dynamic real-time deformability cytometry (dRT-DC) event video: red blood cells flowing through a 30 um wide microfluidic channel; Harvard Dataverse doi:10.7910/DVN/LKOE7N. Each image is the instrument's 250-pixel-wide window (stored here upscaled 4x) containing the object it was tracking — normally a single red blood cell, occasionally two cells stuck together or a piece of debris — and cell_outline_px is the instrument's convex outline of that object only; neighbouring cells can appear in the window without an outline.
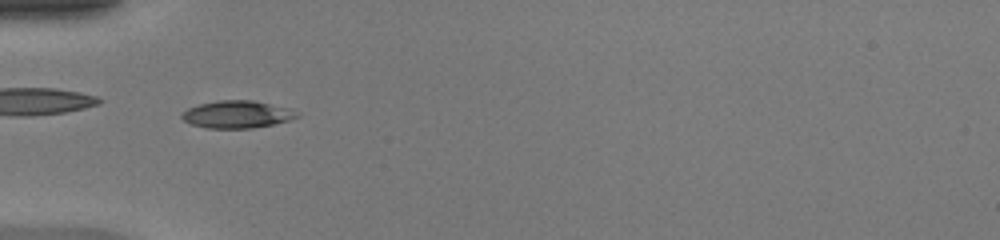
{"species": "common noctule bat (a hibernating species)", "species_latin": "Nyctalus noctula", "temperature_condition": "warm", "stored_images_in_passage": 41, "camera_frame_rate_fps": 3000, "um_per_image_px": 0.085, "animal": {"sex": "female", "body_mass_g": 20.0, "forearm_length_mm": 54.0}, "frame": {"image": 1, "passage_image": 9, "time_ms": 2.667, "image_size_px": [1000, 240], "cell_outline_px": [[300, 116], [292, 120], [252, 128], [208, 128], [192, 124], [184, 120], [180, 116], [180, 112], [188, 108], [200, 104], [220, 100], [252, 100], [288, 108], [300, 112]], "centroid_in_image_um": [20.17, 9.72], "position_along_channel_um": 64.8, "area_um2": 18.38}}
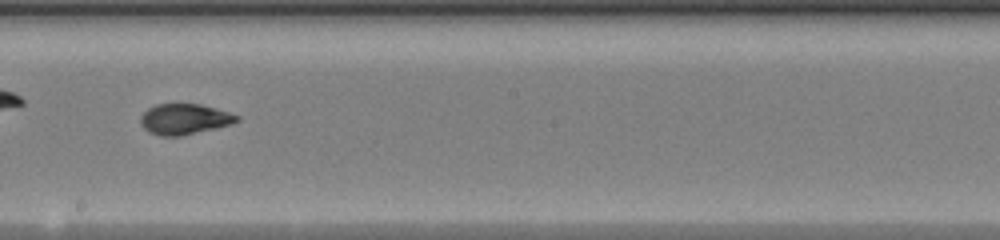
{"frame": {"image": 2, "passage_image": 21, "time_ms": 6.667, "image_size_px": [1000, 240], "cell_outline_px": [[240, 120], [232, 124], [216, 128], [180, 136], [160, 136], [148, 132], [140, 124], [140, 116], [148, 108], [156, 104], [200, 104], [216, 108], [240, 116]], "centroid_in_image_um": [15.67, 10.13], "position_along_channel_um": 232.5, "area_um2": 17.28}}
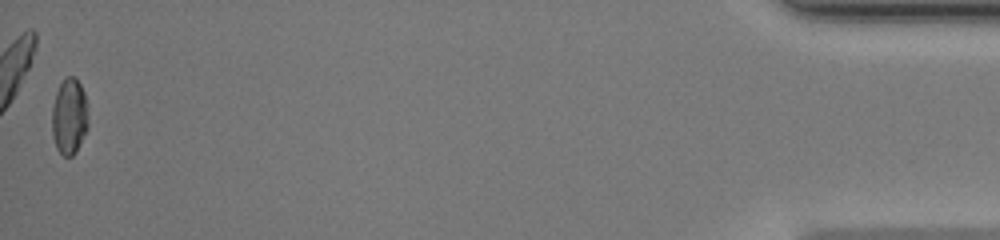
{"frame": {"image": 3, "passage_image": 41, "time_ms": 13.333, "image_size_px": [1000, 240], "cell_outline_px": [[88, 128], [76, 152], [72, 156], [64, 156], [56, 148], [52, 136], [52, 108], [56, 92], [64, 76], [72, 76], [80, 84], [84, 92], [88, 116]], "centroid_in_image_um": [5.88, 9.91], "position_along_channel_um": 429.3, "area_um2": 16.18}, "authors_computed_cell_mechanics": {"area_um2": 17.1088, "velocity_mm_per_s": 4.2612, "shape_relaxation_time_tau1_ms": 6.5067, "shape_relaxation_time_tau2_ms": 1.7837, "deformation_change_tau1": 0.2396, "deformation_change_tau2": 0.0657}}